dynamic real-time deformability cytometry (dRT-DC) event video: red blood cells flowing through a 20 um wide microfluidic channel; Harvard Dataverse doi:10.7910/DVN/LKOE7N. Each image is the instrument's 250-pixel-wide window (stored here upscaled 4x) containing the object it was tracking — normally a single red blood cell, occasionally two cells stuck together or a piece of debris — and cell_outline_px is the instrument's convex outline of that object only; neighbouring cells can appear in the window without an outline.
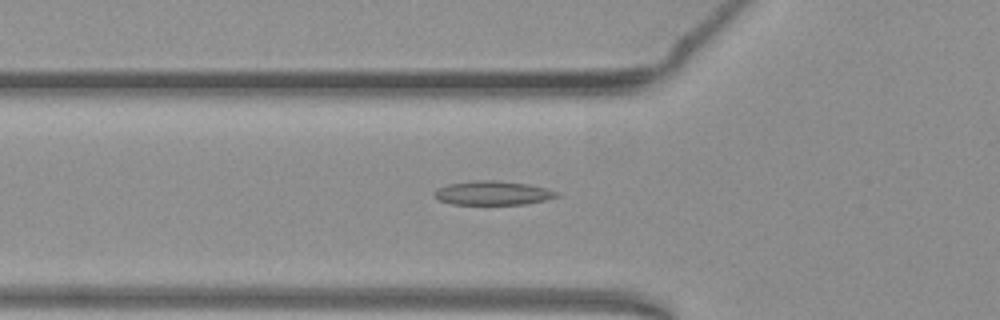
{"species": "common noctule bat (a hibernating species)", "species_latin": "Nyctalus noctula", "temperature_condition": "warm", "stored_images_in_passage": 22, "camera_frame_rate_fps": 3000, "um_per_image_px": 0.085, "animal": {"sex": "female", "body_mass_g": 19.3, "forearm_length_mm": 54.1}, "frame": {"image": 1, "passage_image": 9, "time_ms": 2.667, "image_size_px": [1000, 320], "cell_outline_px": [[560, 196], [548, 200], [524, 204], [452, 204], [440, 200], [432, 192], [436, 188], [448, 184], [476, 180], [496, 180], [528, 184], [560, 192]], "centroid_in_image_um": [41.91, 16.4], "position_along_channel_um": 83.9, "area_um2": 17.17}}
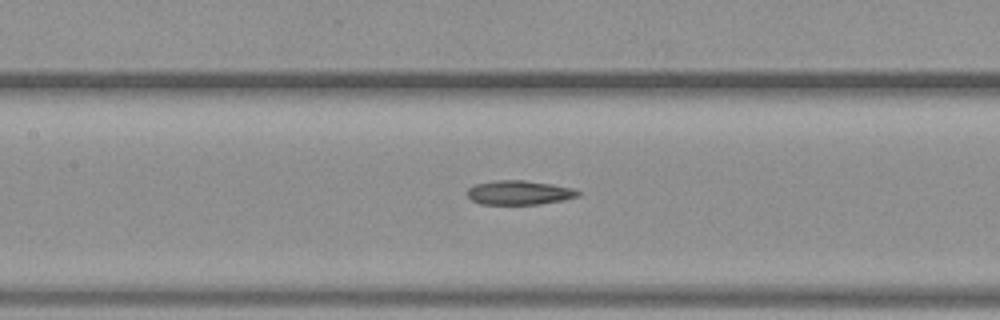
{"frame": {"image": 2, "passage_image": 15, "time_ms": 4.667, "image_size_px": [1000, 320], "cell_outline_px": [[580, 196], [564, 200], [540, 204], [480, 204], [472, 200], [468, 196], [468, 188], [476, 184], [496, 180], [524, 180], [552, 184], [572, 188], [580, 192]], "centroid_in_image_um": [44.15, 16.37], "position_along_channel_um": 163.2, "area_um2": 15.61}}
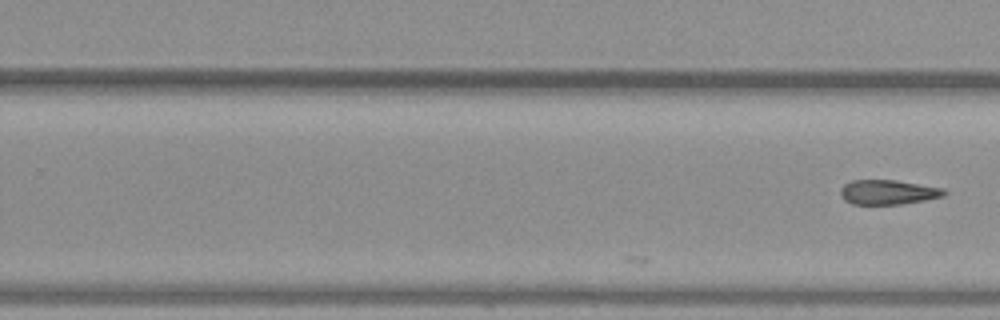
{"frame": {"image": 3, "passage_image": 22, "time_ms": 7.0, "image_size_px": [1000, 320], "cell_outline_px": [[948, 192], [944, 196], [924, 200], [900, 204], [852, 204], [844, 200], [840, 192], [840, 188], [844, 184], [852, 180], [896, 180], [944, 188]], "centroid_in_image_um": [75.49, 16.33], "position_along_channel_um": 254.3, "area_um2": 14.91}}